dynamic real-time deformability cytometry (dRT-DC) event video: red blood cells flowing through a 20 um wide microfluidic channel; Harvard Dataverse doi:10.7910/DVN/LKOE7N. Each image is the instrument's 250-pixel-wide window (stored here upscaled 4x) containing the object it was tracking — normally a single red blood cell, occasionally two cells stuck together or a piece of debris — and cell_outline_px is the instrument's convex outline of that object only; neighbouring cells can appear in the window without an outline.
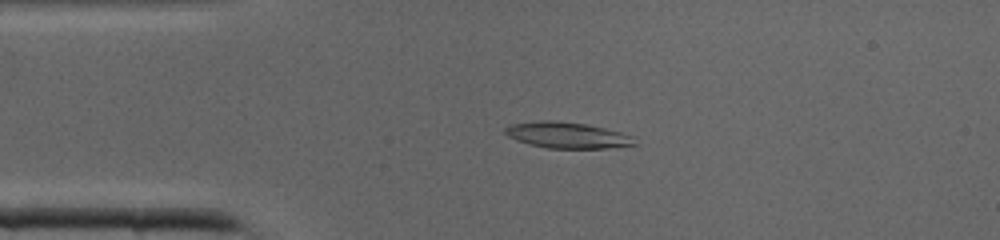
{"species": "common noctule bat (a hibernating species)", "species_latin": "Nyctalus noctula", "temperature_condition": "cold", "stored_images_in_passage": 39, "camera_frame_rate_fps": 3000, "um_per_image_px": 0.085, "animal": {"sex": "male", "body_mass_g": 19.0, "forearm_length_mm": 50.8}, "frame": {"image": 1, "passage_image": 7, "time_ms": 2.0, "image_size_px": [1000, 240], "cell_outline_px": [[636, 144], [608, 148], [548, 148], [516, 140], [508, 136], [504, 132], [504, 128], [512, 124], [540, 120], [556, 120], [584, 124], [604, 128], [636, 136]], "centroid_in_image_um": [48.24, 11.48], "position_along_channel_um": 36.8, "area_um2": 19.59}}
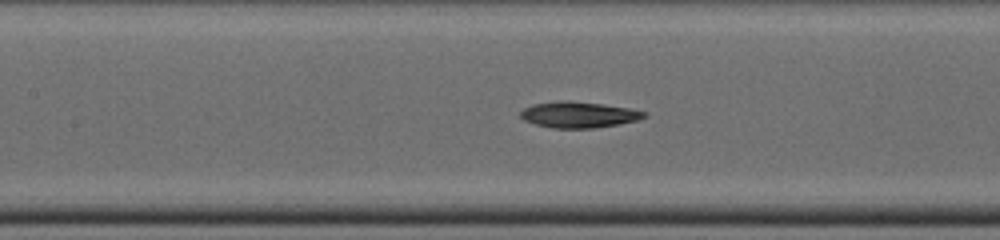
{"frame": {"image": 2, "passage_image": 16, "time_ms": 5.0, "image_size_px": [1000, 240], "cell_outline_px": [[648, 116], [636, 120], [620, 124], [596, 128], [552, 128], [536, 124], [524, 120], [520, 116], [520, 112], [524, 108], [532, 104], [564, 100], [568, 100], [604, 104], [628, 108], [648, 112]], "centroid_in_image_um": [49.21, 9.74], "position_along_channel_um": 158.2, "area_um2": 18.84}}
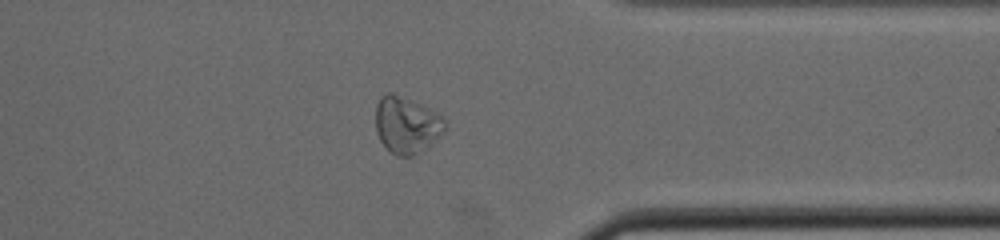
{"frame": {"image": 3, "passage_image": 30, "time_ms": 9.667, "image_size_px": [1000, 240], "cell_outline_px": [[448, 128], [432, 144], [412, 156], [396, 156], [388, 152], [380, 140], [376, 132], [376, 104], [380, 96], [388, 92], [392, 92], [420, 104], [444, 116], [448, 120]], "centroid_in_image_um": [34.59, 10.63], "position_along_channel_um": 376.8, "area_um2": 23.41}}